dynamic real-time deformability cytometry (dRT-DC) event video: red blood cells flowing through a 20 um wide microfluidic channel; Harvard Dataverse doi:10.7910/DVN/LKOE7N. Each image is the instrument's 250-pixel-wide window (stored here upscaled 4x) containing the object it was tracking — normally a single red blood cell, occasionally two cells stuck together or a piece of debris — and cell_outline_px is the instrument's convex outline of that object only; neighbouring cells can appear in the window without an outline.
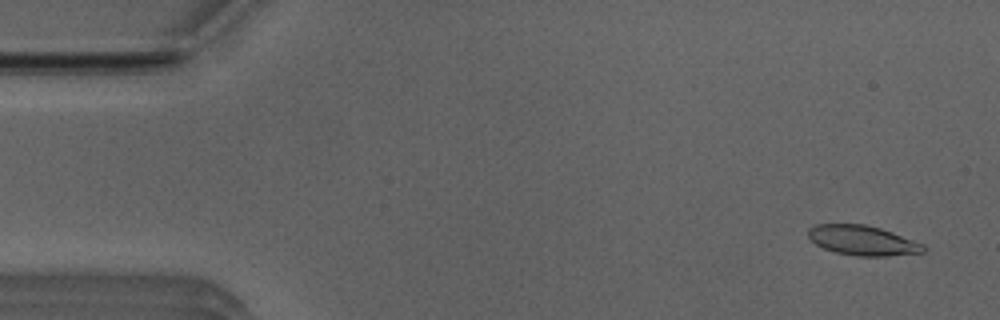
{"species": "Egyptian fruit bat (a non-hibernating species)", "species_latin": "Rousettus aegyptiacus", "temperature_condition": "room temperature", "stored_images_in_passage": 14, "camera_frame_rate_fps": 3000, "um_per_image_px": 0.085, "animal": {"sex": "male"}, "frame": {"image": 1, "passage_image": 3, "time_ms": 0.667, "image_size_px": [1000, 320], "cell_outline_px": [[928, 248], [924, 252], [884, 256], [856, 256], [836, 252], [824, 248], [816, 244], [808, 236], [808, 228], [816, 224], [864, 224], [880, 228], [892, 232], [924, 244]], "centroid_in_image_um": [73.33, 20.43], "position_along_channel_um": 11.7, "area_um2": 19.94}}